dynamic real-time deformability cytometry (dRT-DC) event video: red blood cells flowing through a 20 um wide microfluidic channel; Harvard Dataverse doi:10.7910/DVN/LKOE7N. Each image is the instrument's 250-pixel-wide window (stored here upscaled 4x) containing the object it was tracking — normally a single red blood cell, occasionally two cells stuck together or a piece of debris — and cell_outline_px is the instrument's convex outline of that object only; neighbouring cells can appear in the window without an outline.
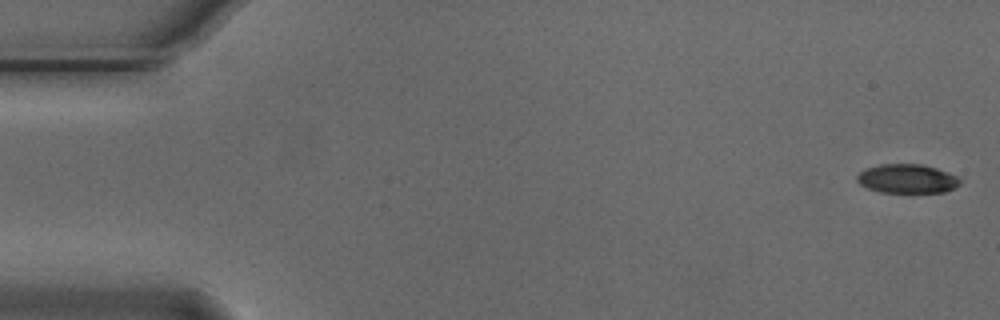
{"species": "Egyptian fruit bat (a non-hibernating species)", "species_latin": "Rousettus aegyptiacus", "temperature_condition": "cold", "stored_images_in_passage": 5, "camera_frame_rate_fps": 3000, "um_per_image_px": 0.085, "animal": {"sex": "male"}, "frame": {"image": 1, "passage_image": 1, "time_ms": 0.0, "image_size_px": [1000, 320], "cell_outline_px": [[960, 184], [944, 192], [880, 192], [868, 188], [860, 184], [856, 180], [856, 176], [864, 168], [880, 164], [920, 164], [936, 168], [948, 172], [956, 176], [960, 180]], "centroid_in_image_um": [77.07, 15.18], "position_along_channel_um": 7.9, "area_um2": 17.34}}
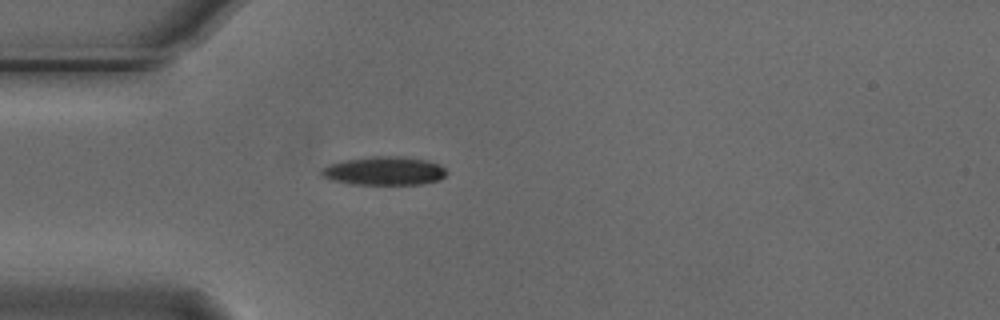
{"frame": {"image": 2, "passage_image": 5, "time_ms": 1.333, "image_size_px": [1000, 320], "cell_outline_px": [[448, 172], [440, 180], [420, 184], [348, 184], [332, 180], [320, 176], [320, 172], [324, 168], [332, 164], [344, 160], [372, 156], [404, 156], [428, 160], [440, 164]], "centroid_in_image_um": [32.69, 14.52], "position_along_channel_um": 52.3, "area_um2": 20.92}}